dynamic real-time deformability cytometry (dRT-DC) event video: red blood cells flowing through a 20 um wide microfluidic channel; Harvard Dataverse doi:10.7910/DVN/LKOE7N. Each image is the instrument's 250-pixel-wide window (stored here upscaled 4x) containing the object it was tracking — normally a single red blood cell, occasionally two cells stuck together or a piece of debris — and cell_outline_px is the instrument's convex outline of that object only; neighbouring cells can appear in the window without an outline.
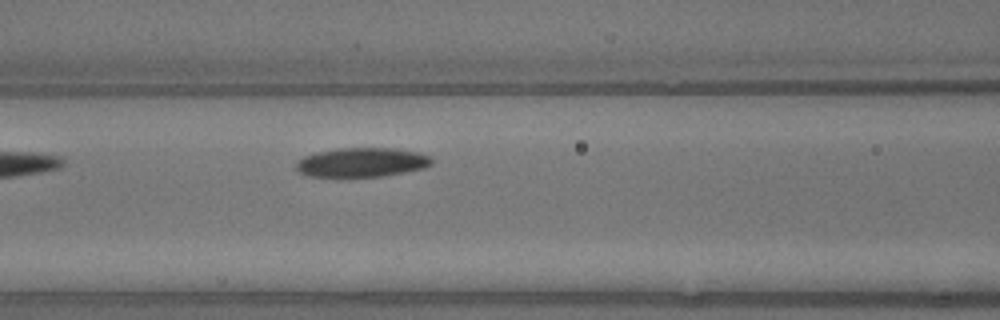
{"species": "common noctule bat (a hibernating species)", "species_latin": "Nyctalus noctula", "temperature_condition": "warm", "stored_images_in_passage": 7, "camera_frame_rate_fps": 3000, "um_per_image_px": 0.085, "animal": {"sex": "male", "body_mass_g": 13.3}, "frame": {"image": 1, "passage_image": 7, "time_ms": 2.0, "image_size_px": [1000, 320], "cell_outline_px": [[432, 164], [424, 168], [384, 176], [340, 180], [336, 180], [308, 176], [300, 172], [296, 168], [296, 164], [304, 156], [316, 152], [340, 148], [396, 148], [416, 152], [428, 156], [432, 160]], "centroid_in_image_um": [30.68, 13.85], "position_along_channel_um": 135.9, "area_um2": 23.99}}